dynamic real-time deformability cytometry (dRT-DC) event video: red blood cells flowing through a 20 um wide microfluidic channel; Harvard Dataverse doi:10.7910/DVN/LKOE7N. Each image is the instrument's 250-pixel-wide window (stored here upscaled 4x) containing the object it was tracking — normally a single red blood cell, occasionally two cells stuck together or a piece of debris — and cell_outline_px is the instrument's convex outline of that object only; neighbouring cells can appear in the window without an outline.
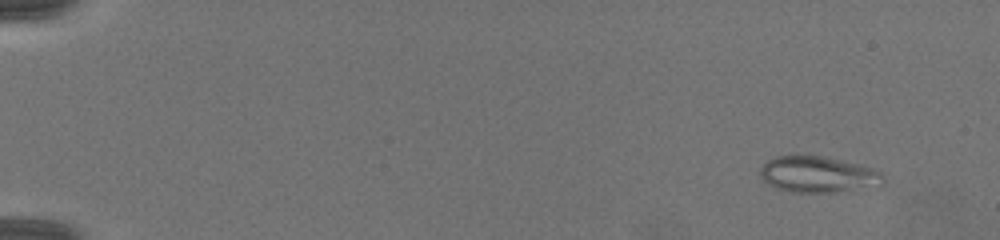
{"species": "common noctule bat (a hibernating species)", "species_latin": "Nyctalus noctula", "temperature_condition": "warm", "stored_images_in_passage": 30, "segment_of_instrument_passage": [1, 2], "camera_frame_rate_fps": 3000, "um_per_image_px": 0.085, "animal": {"sex": "female", "body_mass_g": 19.5, "forearm_length_mm": 54.1}, "frame": {"image": 1, "passage_image": 4, "time_ms": 1.333, "image_size_px": [1000, 240], "cell_outline_px": [[884, 184], [880, 188], [824, 192], [792, 192], [776, 188], [764, 180], [760, 176], [760, 168], [768, 160], [776, 156], [820, 156], [856, 164], [872, 168], [880, 172], [884, 176]], "centroid_in_image_um": [69.59, 14.85], "position_along_channel_um": 15.4, "area_um2": 25.84}}
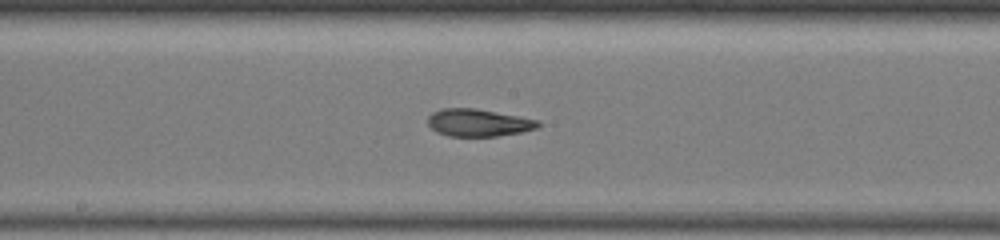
{"frame": {"image": 2, "passage_image": 18, "time_ms": 9.667, "image_size_px": [1000, 240], "cell_outline_px": [[540, 124], [536, 128], [520, 132], [496, 136], [448, 136], [436, 132], [428, 124], [428, 116], [432, 112], [440, 108], [476, 108], [540, 120]], "centroid_in_image_um": [40.63, 10.42], "position_along_channel_um": 207.6, "area_um2": 17.63}}
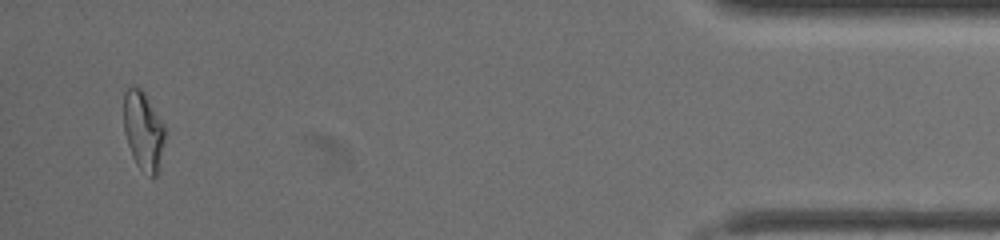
{"frame": {"image": 3, "passage_image": 28, "time_ms": 16.333, "image_size_px": [1000, 240], "cell_outline_px": [[164, 140], [156, 176], [152, 176], [140, 168], [136, 164], [132, 156], [124, 132], [124, 92], [132, 84], [140, 88], [144, 92], [164, 124]], "centroid_in_image_um": [12.16, 11.05], "position_along_channel_um": 423.0, "area_um2": 18.61}}